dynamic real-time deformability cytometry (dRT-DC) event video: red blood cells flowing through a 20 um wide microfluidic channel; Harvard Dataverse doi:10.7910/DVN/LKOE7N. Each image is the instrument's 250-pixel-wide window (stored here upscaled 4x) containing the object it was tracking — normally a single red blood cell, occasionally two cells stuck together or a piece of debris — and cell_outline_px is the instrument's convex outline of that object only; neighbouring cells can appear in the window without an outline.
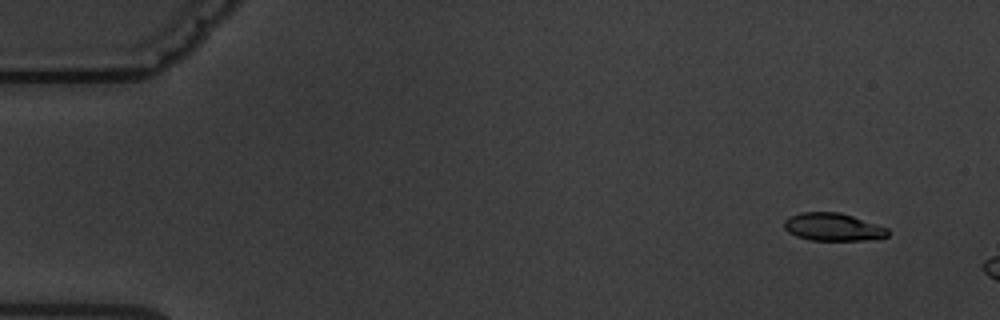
{"species": "common noctule bat (a hibernating species)", "species_latin": "Nyctalus noctula", "temperature_condition": "warm", "stored_images_in_passage": 5, "camera_frame_rate_fps": 3000, "um_per_image_px": 0.085, "animal": {"sex": "male", "body_mass_g": 19.5, "forearm_length_mm": 54.6}, "frame": {"image": 1, "passage_image": 2, "time_ms": 1.333, "image_size_px": [1000, 320], "cell_outline_px": [[888, 236], [864, 240], [808, 240], [796, 236], [788, 232], [784, 228], [784, 220], [788, 216], [800, 212], [840, 212], [888, 228]], "centroid_in_image_um": [70.74, 19.29], "position_along_channel_um": 14.3, "area_um2": 16.76}}